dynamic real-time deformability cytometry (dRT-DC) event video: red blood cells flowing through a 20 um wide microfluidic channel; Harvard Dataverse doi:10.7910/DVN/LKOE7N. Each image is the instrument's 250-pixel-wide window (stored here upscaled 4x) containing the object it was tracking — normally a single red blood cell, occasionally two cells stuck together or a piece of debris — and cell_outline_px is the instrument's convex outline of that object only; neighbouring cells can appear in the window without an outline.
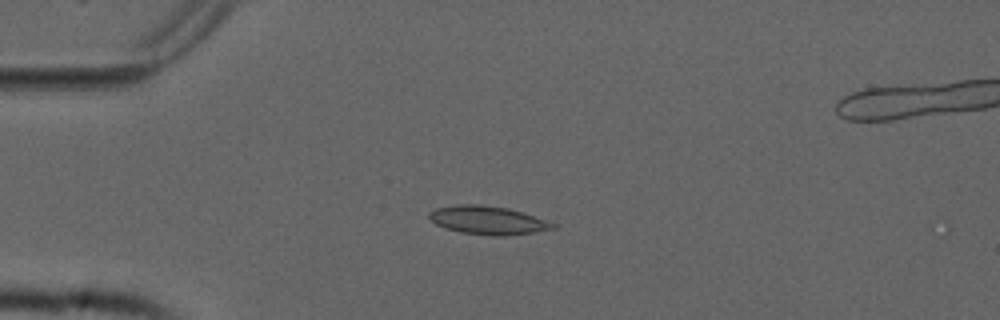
{"species": "common noctule bat (a hibernating species)", "species_latin": "Nyctalus noctula", "temperature_condition": "cold", "stored_images_in_passage": 10, "camera_frame_rate_fps": 3000, "um_per_image_px": 0.085, "animal": {"sex": "male", "forearm_length_mm": 52.5}, "frame": {"image": 1, "passage_image": 1, "time_ms": 0.0, "image_size_px": [1000, 320], "cell_outline_px": [[556, 228], [536, 232], [504, 236], [492, 236], [460, 232], [444, 228], [436, 224], [428, 216], [428, 212], [436, 208], [460, 204], [480, 204], [508, 208], [556, 224]], "centroid_in_image_um": [41.43, 18.73], "position_along_channel_um": 43.6, "area_um2": 20.35}}
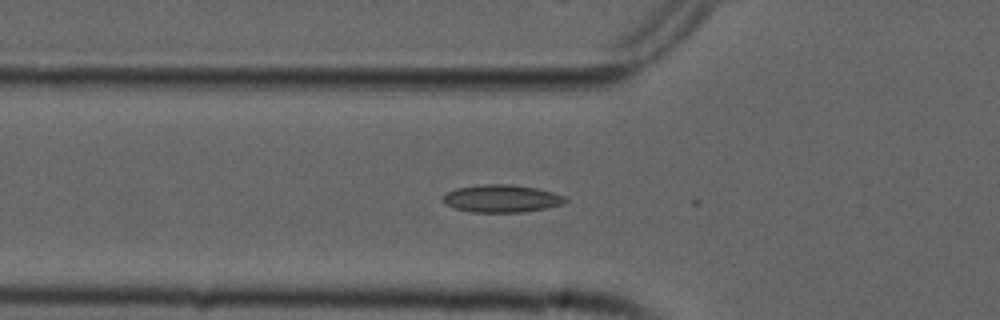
{"frame": {"image": 2, "passage_image": 6, "time_ms": 1.667, "image_size_px": [1000, 320], "cell_outline_px": [[568, 200], [564, 204], [524, 212], [472, 212], [456, 208], [444, 204], [444, 196], [448, 192], [456, 188], [480, 184], [508, 184], [536, 188], [552, 192], [564, 196]], "centroid_in_image_um": [42.65, 16.87], "position_along_channel_um": 83.2, "area_um2": 19.54}}
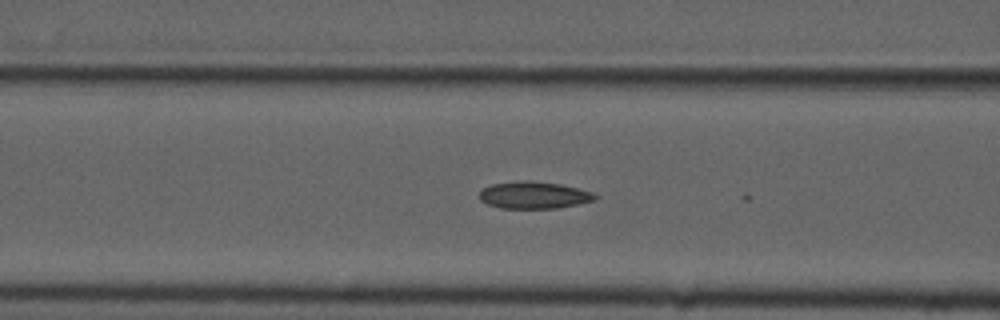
{"frame": {"image": 3, "passage_image": 9, "time_ms": 2.667, "image_size_px": [1000, 320], "cell_outline_px": [[596, 200], [556, 208], [500, 208], [488, 204], [480, 200], [480, 192], [484, 188], [492, 184], [560, 184], [592, 192], [596, 196]], "centroid_in_image_um": [45.4, 16.65], "position_along_channel_um": 121.2, "area_um2": 16.94}}